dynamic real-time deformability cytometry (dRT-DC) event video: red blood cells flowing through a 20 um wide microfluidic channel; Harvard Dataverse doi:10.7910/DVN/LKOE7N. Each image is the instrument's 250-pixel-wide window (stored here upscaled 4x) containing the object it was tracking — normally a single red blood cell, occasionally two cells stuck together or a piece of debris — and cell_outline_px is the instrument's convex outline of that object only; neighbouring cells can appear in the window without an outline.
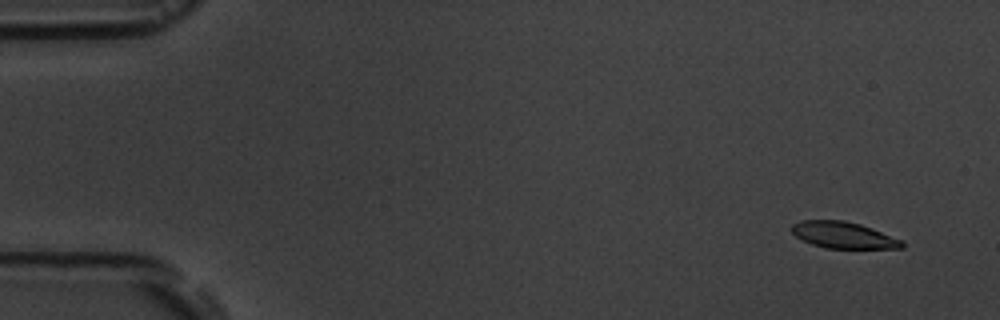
{"species": "common noctule bat (a hibernating species)", "species_latin": "Nyctalus noctula", "temperature_condition": "room temperature", "stored_images_in_passage": 6, "camera_frame_rate_fps": 3000, "um_per_image_px": 0.085, "animal": {"sex": "male", "body_mass_g": 19.5, "forearm_length_mm": 54.6}, "frame": {"image": 1, "passage_image": 1, "time_ms": 0.0, "image_size_px": [1000, 320], "cell_outline_px": [[904, 248], [824, 248], [812, 244], [796, 236], [792, 232], [792, 224], [800, 220], [844, 220], [860, 224], [872, 228], [904, 240]], "centroid_in_image_um": [71.72, 19.98], "position_along_channel_um": 13.3, "area_um2": 17.05}}
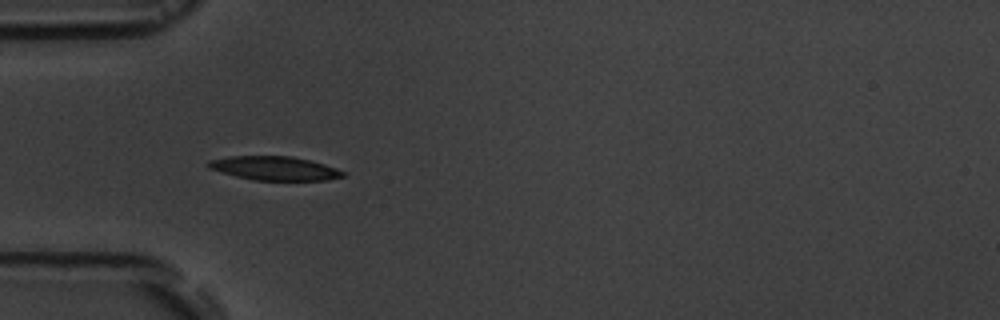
{"frame": {"image": 2, "passage_image": 5, "time_ms": 4.667, "image_size_px": [1000, 320], "cell_outline_px": [[344, 176], [324, 180], [252, 180], [236, 176], [208, 168], [204, 164], [208, 160], [228, 156], [292, 156], [324, 164], [336, 168], [344, 172]], "centroid_in_image_um": [23.27, 14.3], "position_along_channel_um": 61.7, "area_um2": 18.67}}
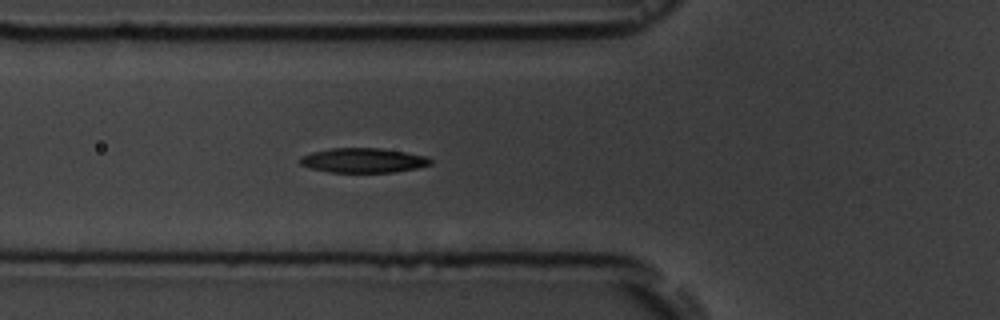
{"frame": {"image": 3, "passage_image": 6, "time_ms": 5.667, "image_size_px": [1000, 320], "cell_outline_px": [[432, 164], [416, 168], [392, 172], [328, 172], [312, 168], [300, 164], [300, 156], [312, 152], [332, 148], [384, 148], [428, 156], [432, 160]], "centroid_in_image_um": [30.9, 13.62], "position_along_channel_um": 94.9, "area_um2": 18.73}}